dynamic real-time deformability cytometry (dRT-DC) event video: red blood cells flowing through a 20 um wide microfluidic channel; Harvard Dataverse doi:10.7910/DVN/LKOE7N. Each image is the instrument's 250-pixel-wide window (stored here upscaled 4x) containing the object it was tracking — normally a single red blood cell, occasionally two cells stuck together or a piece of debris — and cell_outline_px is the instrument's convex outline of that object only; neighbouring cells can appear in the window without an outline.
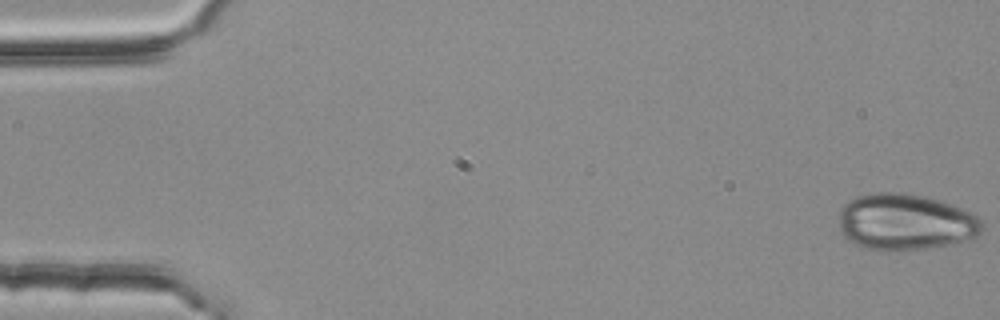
{"species": "common noctule bat (a hibernating species)", "species_latin": "Nyctalus noctula", "temperature_condition": "room temperature", "stored_images_in_passage": 3, "camera_frame_rate_fps": 3000, "um_per_image_px": 0.085, "animal": {"sex": "female", "body_mass_g": 25.1}, "frame": {"image": 1, "passage_image": 1, "time_ms": 0.0, "image_size_px": [1000, 320], "cell_outline_px": [[984, 228], [976, 240], [920, 248], [868, 248], [856, 244], [844, 236], [840, 228], [840, 208], [844, 204], [856, 196], [880, 192], [904, 192], [944, 200], [972, 212], [984, 224]], "centroid_in_image_um": [77.04, 18.82], "position_along_channel_um": 8.0, "area_um2": 46.82}}